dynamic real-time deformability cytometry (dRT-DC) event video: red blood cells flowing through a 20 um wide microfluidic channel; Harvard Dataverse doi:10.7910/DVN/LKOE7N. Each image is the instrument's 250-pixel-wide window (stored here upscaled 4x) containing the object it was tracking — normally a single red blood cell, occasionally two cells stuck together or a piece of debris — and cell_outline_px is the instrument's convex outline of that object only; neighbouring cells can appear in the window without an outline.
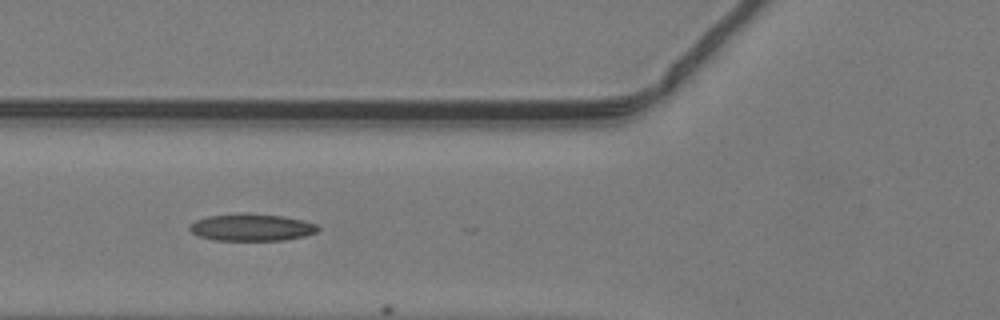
{"species": "common noctule bat (a hibernating species)", "species_latin": "Nyctalus noctula", "temperature_condition": "warm", "stored_images_in_passage": 12, "camera_frame_rate_fps": 3000, "um_per_image_px": 0.085, "animal": {"sex": "male", "body_mass_g": 19.2, "forearm_length_mm": 51.8}, "frame": {"image": 1, "passage_image": 5, "time_ms": 1.333, "image_size_px": [1000, 320], "cell_outline_px": [[320, 228], [316, 232], [304, 236], [284, 240], [212, 240], [200, 236], [192, 232], [188, 228], [188, 224], [196, 220], [208, 216], [284, 216], [304, 220], [316, 224]], "centroid_in_image_um": [21.4, 19.37], "position_along_channel_um": 104.4, "area_um2": 19.36}}
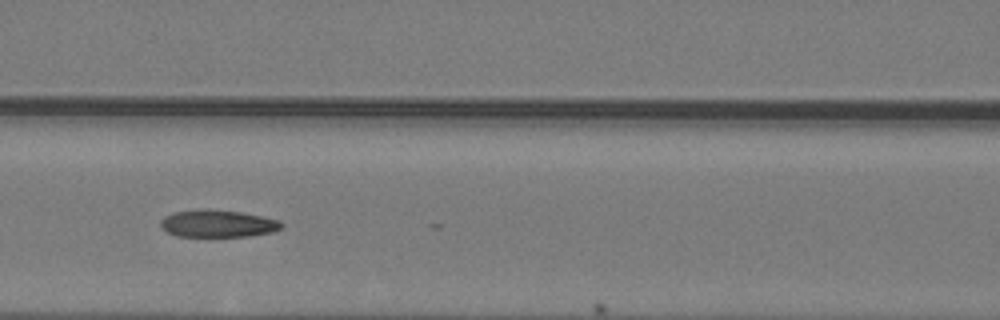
{"frame": {"image": 2, "passage_image": 8, "time_ms": 2.333, "image_size_px": [1000, 320], "cell_outline_px": [[284, 224], [280, 228], [272, 232], [248, 236], [176, 236], [160, 228], [160, 220], [164, 216], [176, 212], [208, 208], [240, 212], [260, 216], [276, 220]], "centroid_in_image_um": [18.46, 19.0], "position_along_channel_um": 148.1, "area_um2": 19.07}}
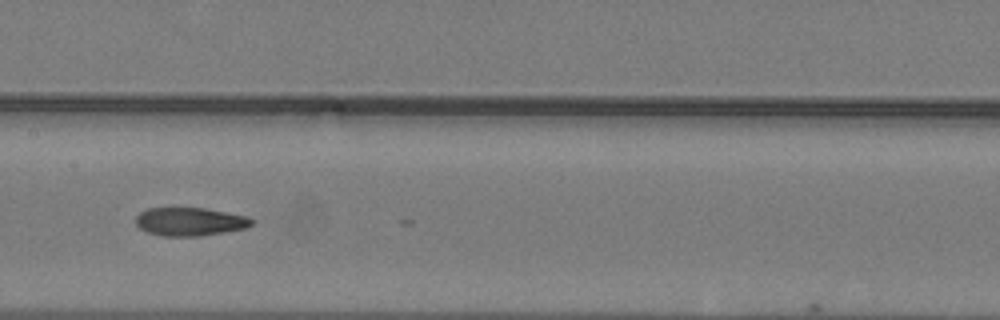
{"frame": {"image": 3, "passage_image": 11, "time_ms": 3.333, "image_size_px": [1000, 320], "cell_outline_px": [[256, 220], [248, 228], [200, 236], [164, 236], [148, 232], [140, 228], [136, 224], [136, 216], [140, 212], [148, 208], [204, 208], [248, 216]], "centroid_in_image_um": [16.18, 18.84], "position_along_channel_um": 191.2, "area_um2": 19.19}}